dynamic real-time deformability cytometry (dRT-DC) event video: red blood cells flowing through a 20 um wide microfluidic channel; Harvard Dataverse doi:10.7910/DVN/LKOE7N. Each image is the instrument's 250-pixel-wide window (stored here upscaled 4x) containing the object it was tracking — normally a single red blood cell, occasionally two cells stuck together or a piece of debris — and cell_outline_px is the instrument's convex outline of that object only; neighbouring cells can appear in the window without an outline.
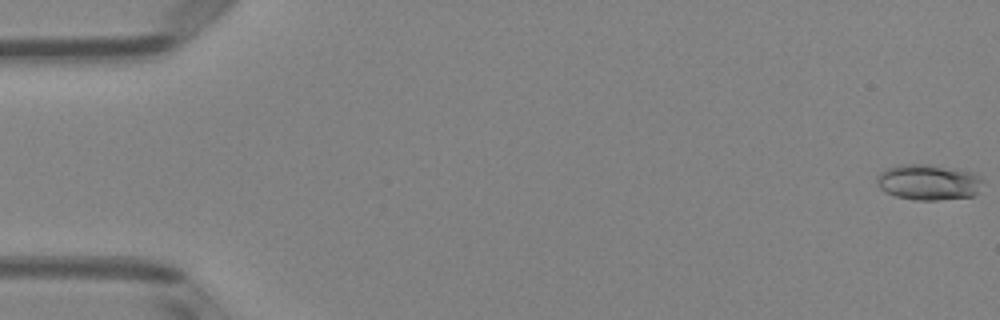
{"species": "Egyptian fruit bat (a non-hibernating species)", "species_latin": "Rousettus aegyptiacus", "temperature_condition": "room temperature", "stored_images_in_passage": 52, "camera_frame_rate_fps": 3000, "um_per_image_px": 0.085, "animal": {"sex": "female"}, "frame": {"image": 1, "passage_image": 1, "time_ms": 0.0, "image_size_px": [1000, 320], "cell_outline_px": [[984, 180], [976, 192], [972, 196], [936, 200], [916, 200], [896, 196], [884, 192], [876, 184], [876, 180], [880, 172], [884, 168], [900, 164], [928, 164], [952, 168], [972, 172], [980, 176]], "centroid_in_image_um": [78.87, 15.47], "position_along_channel_um": 6.1, "area_um2": 22.14}}
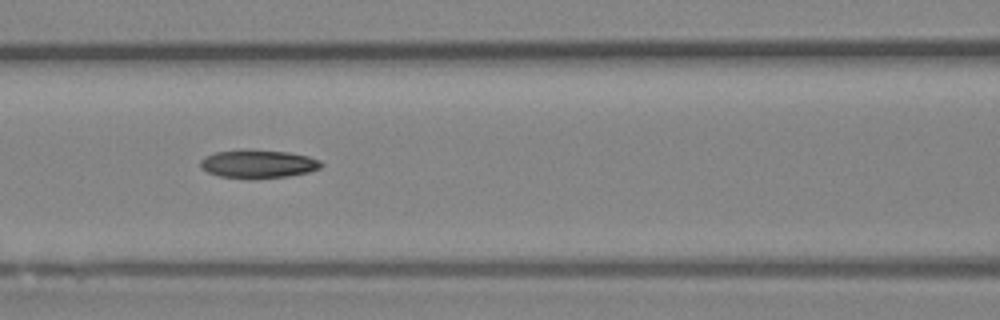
{"frame": {"image": 2, "passage_image": 23, "time_ms": 7.333, "image_size_px": [1000, 320], "cell_outline_px": [[324, 164], [320, 168], [308, 172], [288, 176], [252, 180], [220, 176], [208, 172], [200, 168], [200, 160], [204, 156], [216, 152], [288, 152], [308, 156], [320, 160]], "centroid_in_image_um": [21.95, 13.99], "position_along_channel_um": 144.6, "area_um2": 19.42}}
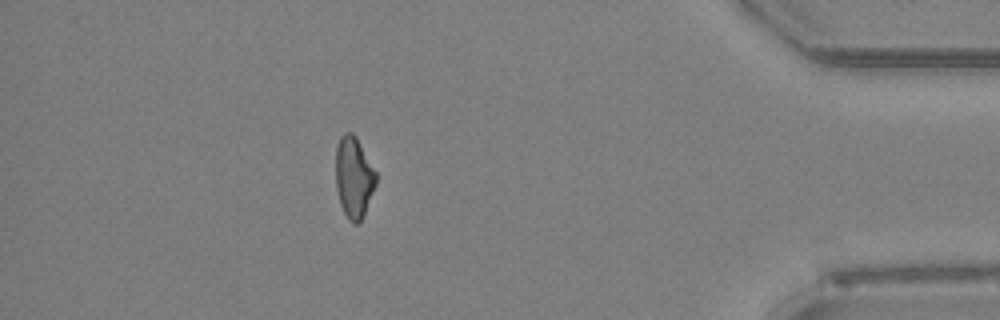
{"frame": {"image": 3, "passage_image": 46, "time_ms": 15.0, "image_size_px": [1000, 320], "cell_outline_px": [[376, 184], [364, 212], [360, 220], [356, 224], [352, 224], [348, 220], [340, 204], [336, 188], [336, 148], [340, 136], [344, 132], [352, 132], [356, 136], [376, 172]], "centroid_in_image_um": [30.05, 15.05], "position_along_channel_um": 405.1, "area_um2": 18.9}, "authors_computed_cell_mechanics": {"area_um2": 19.5364, "velocity_mm_per_s": 3.9907, "shape_relaxation_time_tau1_ms": null, "shape_relaxation_time_tau2_ms": 5.6472, "deformation_change_tau1": null, "deformation_change_tau2": 0.1329}}